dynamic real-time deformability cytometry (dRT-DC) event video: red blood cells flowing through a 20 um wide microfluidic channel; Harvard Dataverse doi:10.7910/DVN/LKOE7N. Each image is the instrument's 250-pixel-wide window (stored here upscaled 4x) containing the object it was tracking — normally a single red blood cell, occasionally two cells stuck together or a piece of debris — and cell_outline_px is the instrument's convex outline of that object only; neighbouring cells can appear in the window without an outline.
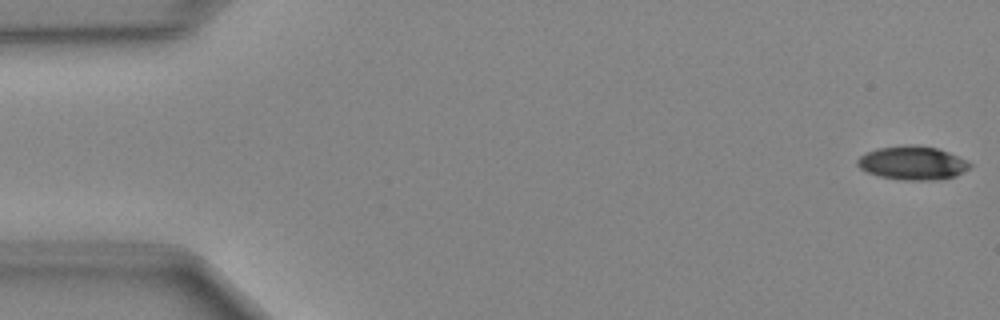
{"species": "Egyptian fruit bat (a non-hibernating species)", "species_latin": "Rousettus aegyptiacus", "temperature_condition": "cold", "stored_images_in_passage": 12, "camera_frame_rate_fps": 3000, "um_per_image_px": 0.085, "animal": {"sex": "female"}, "frame": {"image": 1, "passage_image": 1, "time_ms": 0.0, "image_size_px": [1000, 320], "cell_outline_px": [[972, 164], [964, 172], [956, 176], [936, 180], [904, 180], [880, 176], [868, 172], [860, 168], [856, 164], [856, 160], [864, 152], [876, 148], [912, 144], [936, 148], [948, 152]], "centroid_in_image_um": [77.52, 13.85], "position_along_channel_um": 7.5, "area_um2": 21.96}}